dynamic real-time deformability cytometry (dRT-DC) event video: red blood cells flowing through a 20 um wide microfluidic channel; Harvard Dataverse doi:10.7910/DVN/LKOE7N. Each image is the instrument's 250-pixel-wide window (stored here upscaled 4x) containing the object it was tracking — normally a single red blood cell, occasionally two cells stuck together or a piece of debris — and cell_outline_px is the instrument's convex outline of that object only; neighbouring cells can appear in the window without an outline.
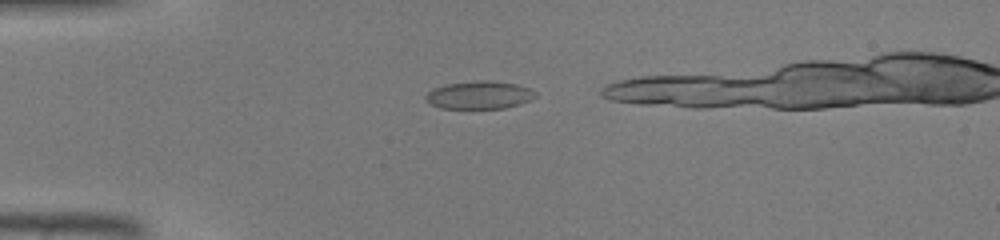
{"species": "common noctule bat (a hibernating species)", "species_latin": "Nyctalus noctula", "temperature_condition": "warm", "stored_images_in_passage": 13, "camera_frame_rate_fps": 3000, "um_per_image_px": 0.085, "animal": {"sex": "male", "body_mass_g": 19.0, "forearm_length_mm": 50.8}, "frame": {"image": 1, "passage_image": 4, "time_ms": 1.0, "image_size_px": [1000, 240], "cell_outline_px": [[536, 96], [532, 100], [520, 104], [504, 108], [440, 108], [424, 100], [424, 96], [428, 92], [436, 88], [448, 84], [476, 80], [492, 80], [516, 84], [528, 88], [536, 92]], "centroid_in_image_um": [40.76, 8.07], "position_along_channel_um": 44.2, "area_um2": 17.8}}
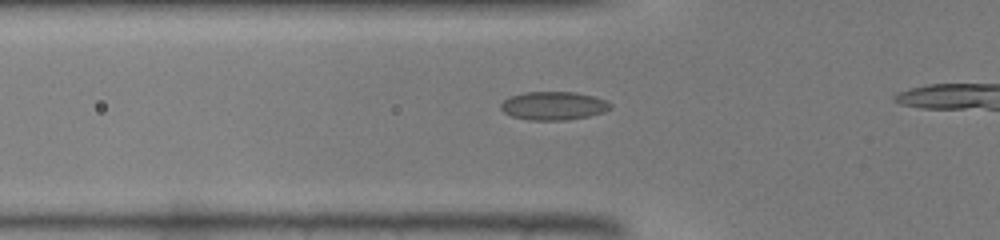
{"frame": {"image": 2, "passage_image": 8, "time_ms": 2.333, "image_size_px": [1000, 240], "cell_outline_px": [[612, 108], [604, 112], [588, 116], [568, 120], [528, 120], [512, 116], [504, 112], [500, 108], [500, 104], [508, 96], [524, 92], [576, 92], [592, 96], [604, 100], [612, 104]], "centroid_in_image_um": [47.03, 8.99], "position_along_channel_um": 78.8, "area_um2": 18.21}}
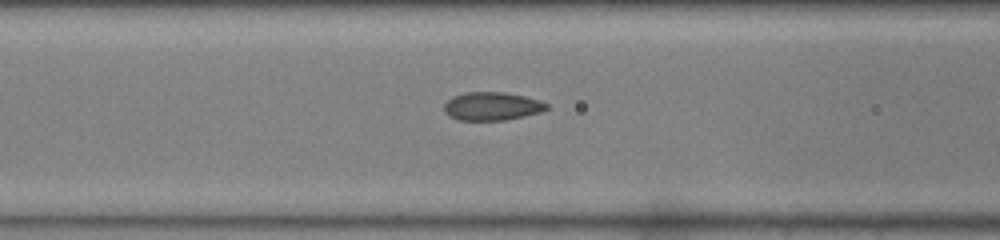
{"frame": {"image": 3, "passage_image": 11, "time_ms": 3.333, "image_size_px": [1000, 240], "cell_outline_px": [[548, 108], [540, 112], [508, 120], [456, 120], [448, 116], [444, 112], [444, 104], [452, 96], [464, 92], [504, 92], [524, 96], [540, 100], [548, 104]], "centroid_in_image_um": [41.79, 9.03], "position_along_channel_um": 124.8, "area_um2": 17.05}}